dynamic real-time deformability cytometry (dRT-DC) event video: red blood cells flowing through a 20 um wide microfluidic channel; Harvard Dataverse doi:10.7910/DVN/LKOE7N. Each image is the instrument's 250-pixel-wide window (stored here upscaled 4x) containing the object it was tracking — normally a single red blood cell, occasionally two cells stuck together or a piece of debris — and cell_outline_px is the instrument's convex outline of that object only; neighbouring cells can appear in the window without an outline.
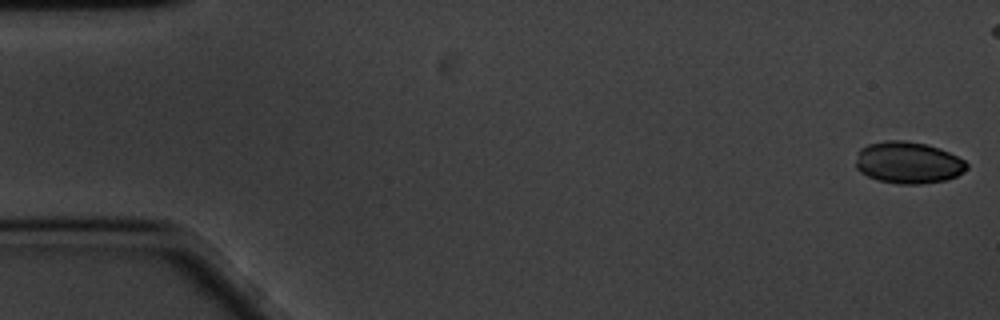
{"species": "common noctule bat (a hibernating species)", "species_latin": "Nyctalus noctula", "temperature_condition": "cold", "stored_images_in_passage": 51, "camera_frame_rate_fps": 3000, "um_per_image_px": 0.085, "animal": {"sex": "male", "body_mass_g": 20.1, "forearm_length_mm": 53.5}, "frame": {"image": 1, "passage_image": 1, "time_ms": 0.0, "image_size_px": [1000, 320], "cell_outline_px": [[968, 168], [956, 176], [948, 180], [920, 184], [900, 184], [880, 180], [868, 176], [860, 172], [856, 168], [856, 160], [860, 148], [868, 144], [888, 140], [904, 140], [924, 144], [940, 148], [964, 160], [968, 164]], "centroid_in_image_um": [77.2, 13.82], "position_along_channel_um": 7.8, "area_um2": 26.93}}
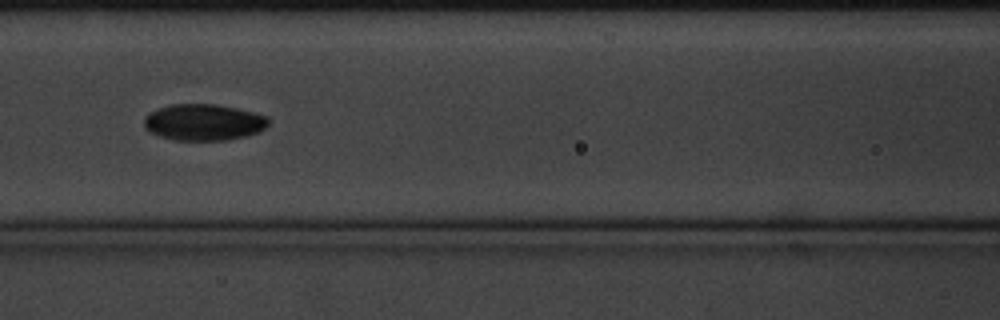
{"frame": {"image": 2, "passage_image": 25, "time_ms": 8.0, "image_size_px": [1000, 320], "cell_outline_px": [[268, 124], [264, 128], [248, 136], [228, 140], [176, 140], [160, 136], [148, 132], [144, 128], [144, 116], [148, 112], [172, 104], [216, 104], [236, 108], [268, 116]], "centroid_in_image_um": [17.28, 10.39], "position_along_channel_um": 149.3, "area_um2": 26.47}}
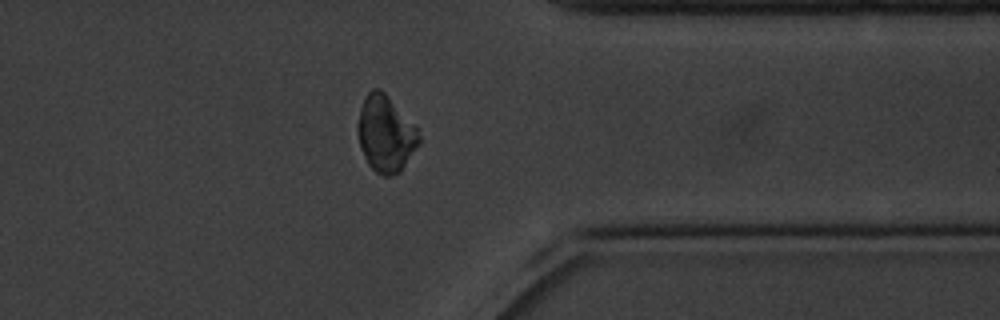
{"frame": {"image": 3, "passage_image": 46, "time_ms": 15.0, "image_size_px": [1000, 320], "cell_outline_px": [[420, 144], [400, 172], [392, 176], [384, 176], [376, 172], [368, 164], [360, 148], [356, 128], [356, 124], [360, 108], [368, 92], [372, 88], [380, 88], [416, 124], [420, 136]], "centroid_in_image_um": [32.79, 11.37], "position_along_channel_um": 378.6, "area_um2": 27.69}, "authors_computed_cell_mechanics": {"area_um2": 26.9348, "velocity_mm_per_s": 3.3885, "shape_relaxation_time_tau1_ms": 4.0279, "shape_relaxation_time_tau2_ms": null, "deformation_change_tau1": 0.1183, "deformation_change_tau2": null}}